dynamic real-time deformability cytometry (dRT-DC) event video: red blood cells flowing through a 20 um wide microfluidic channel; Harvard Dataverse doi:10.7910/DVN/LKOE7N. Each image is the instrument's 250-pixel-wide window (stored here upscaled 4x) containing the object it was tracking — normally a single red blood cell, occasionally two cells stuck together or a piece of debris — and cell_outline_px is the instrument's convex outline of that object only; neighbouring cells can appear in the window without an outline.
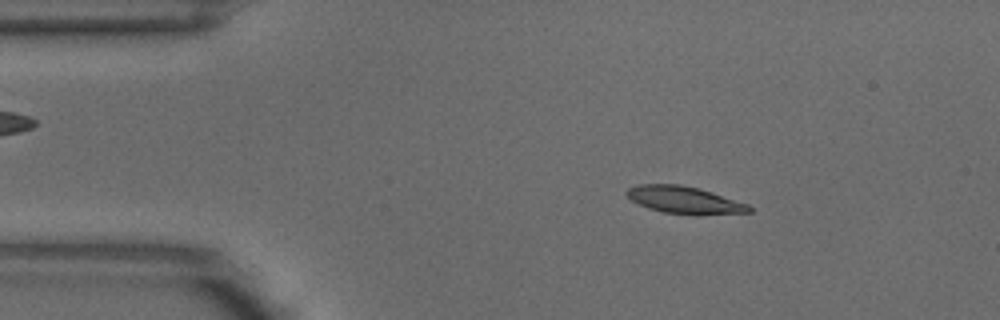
{"species": "common noctule bat (a hibernating species)", "species_latin": "Nyctalus noctula", "temperature_condition": "warm", "stored_images_in_passage": 3, "camera_frame_rate_fps": 3000, "um_per_image_px": 0.085, "animal": {"sex": "male", "body_mass_g": 18.8}, "frame": {"image": 1, "passage_image": 1, "time_ms": 0.0, "image_size_px": [1000, 320], "cell_outline_px": [[752, 212], [664, 212], [648, 208], [632, 200], [628, 196], [628, 188], [640, 184], [680, 184], [700, 188], [748, 204], [752, 208]], "centroid_in_image_um": [58.13, 16.94], "position_along_channel_um": 26.9, "area_um2": 18.26}}